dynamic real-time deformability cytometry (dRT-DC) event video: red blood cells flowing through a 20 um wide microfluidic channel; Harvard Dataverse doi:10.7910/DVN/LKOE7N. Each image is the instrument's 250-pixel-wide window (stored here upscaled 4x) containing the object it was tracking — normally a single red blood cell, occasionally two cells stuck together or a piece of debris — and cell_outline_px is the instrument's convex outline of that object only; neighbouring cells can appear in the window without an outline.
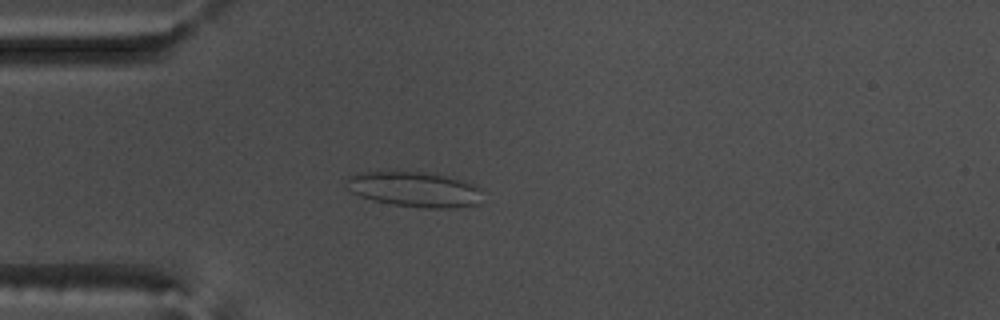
{"species": "common noctule bat (a hibernating species)", "species_latin": "Nyctalus noctula", "temperature_condition": "warm", "stored_images_in_passage": 54, "camera_frame_rate_fps": 3000, "um_per_image_px": 0.085, "animal": {"sex": "male", "body_mass_g": 17.5, "forearm_length_mm": 52.3}, "frame": {"image": 1, "passage_image": 14, "time_ms": 4.333, "image_size_px": [1000, 320], "cell_outline_px": [[484, 188], [480, 204], [456, 208], [420, 208], [392, 204], [372, 200], [360, 196], [352, 192], [348, 188], [348, 176], [356, 172], [424, 172], [464, 180]], "centroid_in_image_um": [35.32, 16.11], "position_along_channel_um": 49.7, "area_um2": 28.21}}
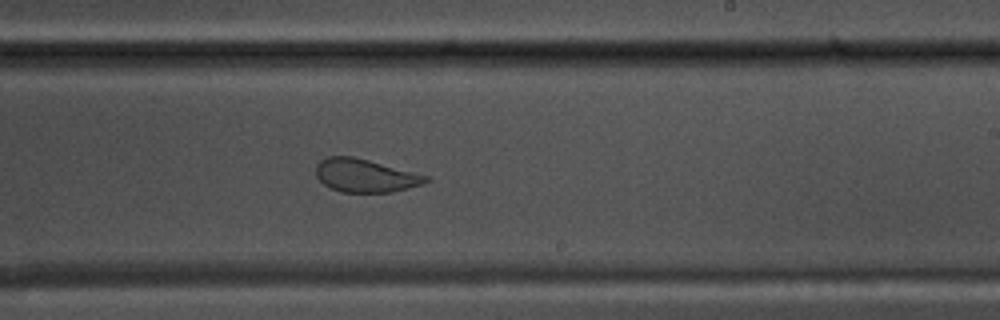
{"frame": {"image": 2, "passage_image": 32, "time_ms": 10.333, "image_size_px": [1000, 320], "cell_outline_px": [[432, 180], [424, 184], [392, 192], [340, 192], [328, 188], [316, 176], [316, 164], [320, 160], [328, 156], [352, 156], [368, 160], [428, 176]], "centroid_in_image_um": [31.03, 14.93], "position_along_channel_um": 258.0, "area_um2": 21.27}}
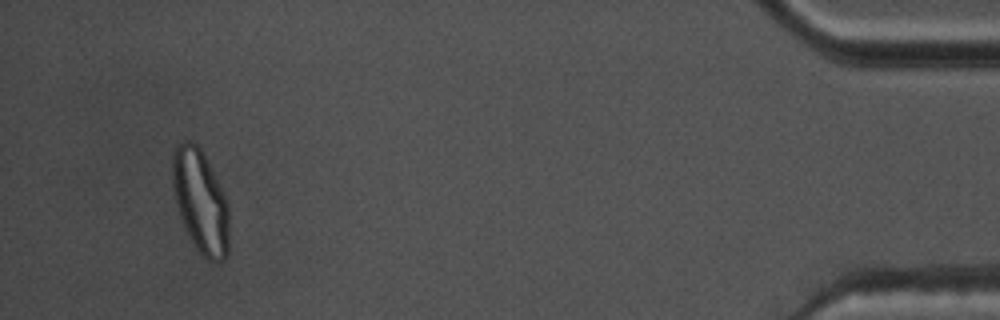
{"frame": {"image": 3, "passage_image": 51, "time_ms": 16.667, "image_size_px": [1000, 320], "cell_outline_px": [[228, 252], [224, 260], [216, 264], [212, 264], [192, 244], [184, 228], [176, 204], [172, 184], [172, 152], [176, 144], [184, 140], [192, 140], [200, 148], [224, 192], [228, 204]], "centroid_in_image_um": [17.03, 17.13], "position_along_channel_um": 418.2, "area_um2": 34.51}, "authors_computed_cell_mechanics": {"area_um2": 28.3798, "velocity_mm_per_s": 3.675, "shape_relaxation_time_tau1_ms": null, "shape_relaxation_time_tau2_ms": 0.9144, "deformation_change_tau1": null, "deformation_change_tau2": 0.0702}}